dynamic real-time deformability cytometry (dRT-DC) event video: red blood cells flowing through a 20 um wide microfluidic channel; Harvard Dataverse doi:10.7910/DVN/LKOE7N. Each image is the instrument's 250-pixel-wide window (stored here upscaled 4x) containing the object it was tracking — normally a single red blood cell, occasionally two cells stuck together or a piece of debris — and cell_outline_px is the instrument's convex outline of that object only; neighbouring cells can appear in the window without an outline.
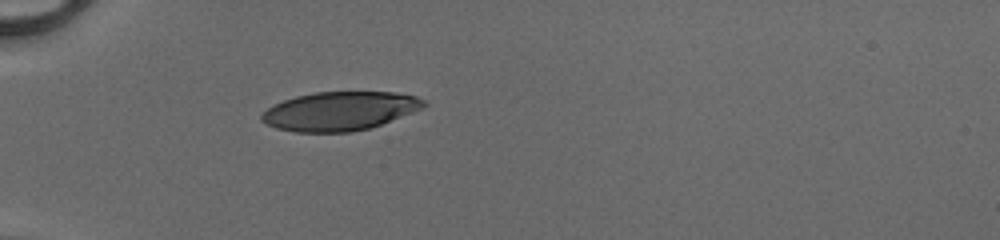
{"species": "human", "species_latin": "Homo sapiens", "temperature_condition": "cold", "stored_images_in_passage": 35, "camera_frame_rate_fps": 3000, "um_per_image_px": 0.085, "donor": {"sex": "male"}, "frame": {"image": 1, "passage_image": 1, "time_ms": 0.0, "image_size_px": [1000, 240], "cell_outline_px": [[428, 104], [424, 108], [380, 124], [368, 128], [352, 132], [296, 132], [276, 128], [260, 120], [260, 116], [268, 108], [284, 100], [296, 96], [316, 92], [396, 92], [416, 96], [424, 100]], "centroid_in_image_um": [28.9, 9.44], "position_along_channel_um": 56.1, "area_um2": 36.47}}
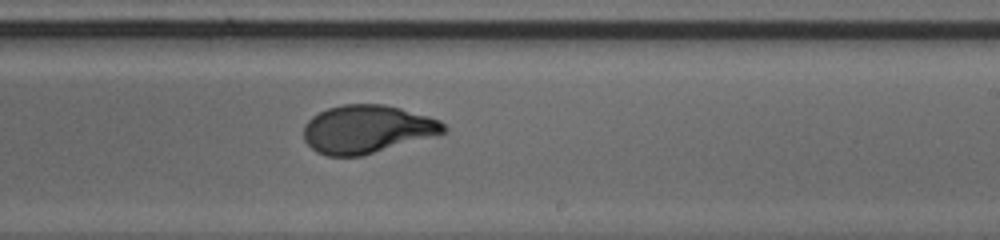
{"frame": {"image": 2, "passage_image": 17, "time_ms": 5.333, "image_size_px": [1000, 240], "cell_outline_px": [[448, 128], [444, 132], [436, 136], [360, 156], [328, 156], [316, 152], [304, 140], [304, 124], [312, 116], [328, 108], [344, 104], [384, 104], [400, 108], [428, 116], [440, 120]], "centroid_in_image_um": [31.2, 10.98], "position_along_channel_um": 257.8, "area_um2": 39.25}}
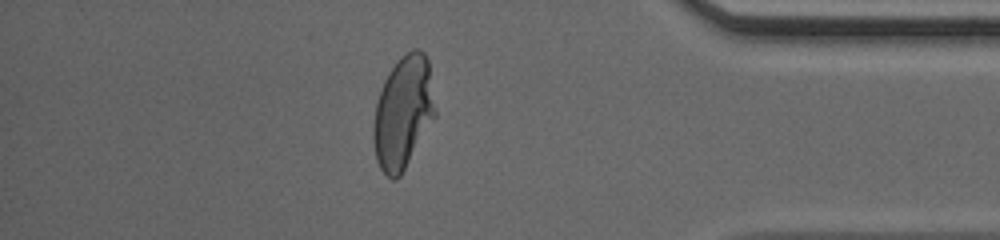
{"frame": {"image": 3, "passage_image": 29, "time_ms": 9.333, "image_size_px": [1000, 240], "cell_outline_px": [[436, 116], [400, 176], [396, 180], [392, 180], [380, 168], [376, 160], [372, 140], [372, 124], [376, 104], [384, 80], [388, 72], [400, 56], [412, 48], [416, 48], [424, 52], [428, 60], [436, 112]], "centroid_in_image_um": [34.25, 9.55], "position_along_channel_um": 400.9, "area_um2": 40.75}, "authors_computed_cell_mechanics": {"area_um2": 39.3618, "velocity_mm_per_s": 4.1432, "shape_relaxation_time_tau1_ms": 3.8151, "shape_relaxation_time_tau2_ms": null, "deformation_change_tau1": 0.1985, "deformation_change_tau2": null}}